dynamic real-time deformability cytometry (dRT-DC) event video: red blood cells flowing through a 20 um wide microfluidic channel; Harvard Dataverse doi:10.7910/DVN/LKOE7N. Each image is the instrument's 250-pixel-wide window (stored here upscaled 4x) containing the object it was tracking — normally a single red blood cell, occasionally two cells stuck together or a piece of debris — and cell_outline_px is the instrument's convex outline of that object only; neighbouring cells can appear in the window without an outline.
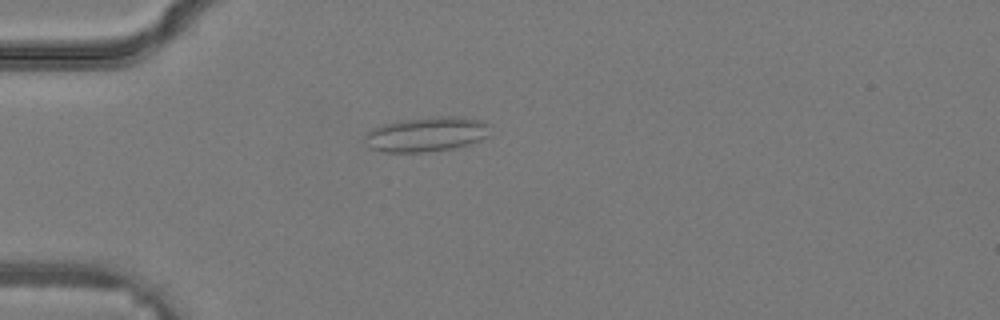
{"species": "common noctule bat (a hibernating species)", "species_latin": "Nyctalus noctula", "temperature_condition": "warm", "stored_images_in_passage": 26, "camera_frame_rate_fps": 3000, "um_per_image_px": 0.085, "animal": {"sex": "male", "body_mass_g": 19.2, "forearm_length_mm": 51.8}, "frame": {"image": 1, "passage_image": 1, "time_ms": 0.0, "image_size_px": [1000, 320], "cell_outline_px": [[492, 136], [468, 144], [452, 148], [424, 152], [384, 152], [372, 148], [364, 144], [364, 136], [372, 128], [384, 124], [400, 120], [440, 116], [452, 116], [480, 120], [488, 124]], "centroid_in_image_um": [36.25, 11.41], "position_along_channel_um": 48.7, "area_um2": 25.37}}
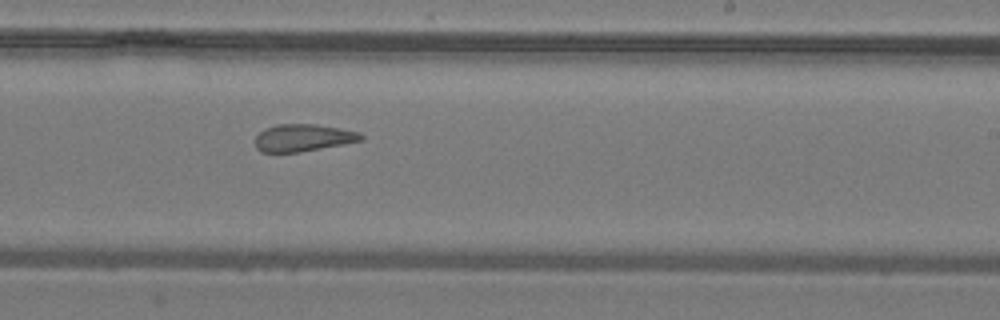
{"frame": {"image": 2, "passage_image": 13, "time_ms": 4.0, "image_size_px": [1000, 320], "cell_outline_px": [[364, 140], [300, 152], [260, 152], [256, 148], [256, 136], [264, 128], [276, 124], [316, 124], [340, 128], [360, 132], [364, 136]], "centroid_in_image_um": [25.77, 11.7], "position_along_channel_um": 263.2, "area_um2": 16.88}}
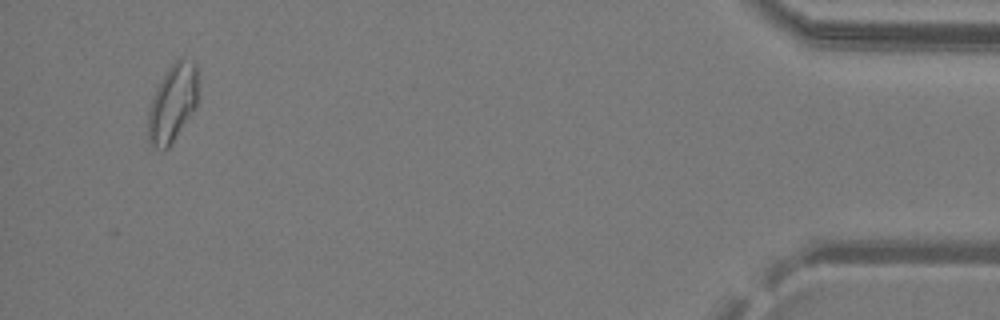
{"frame": {"image": 3, "passage_image": 25, "time_ms": 8.0, "image_size_px": [1000, 320], "cell_outline_px": [[196, 108], [168, 148], [152, 148], [148, 144], [148, 112], [152, 96], [160, 80], [172, 64], [180, 56], [192, 60], [196, 64]], "centroid_in_image_um": [14.64, 8.77], "position_along_channel_um": 420.6, "area_um2": 22.6}}